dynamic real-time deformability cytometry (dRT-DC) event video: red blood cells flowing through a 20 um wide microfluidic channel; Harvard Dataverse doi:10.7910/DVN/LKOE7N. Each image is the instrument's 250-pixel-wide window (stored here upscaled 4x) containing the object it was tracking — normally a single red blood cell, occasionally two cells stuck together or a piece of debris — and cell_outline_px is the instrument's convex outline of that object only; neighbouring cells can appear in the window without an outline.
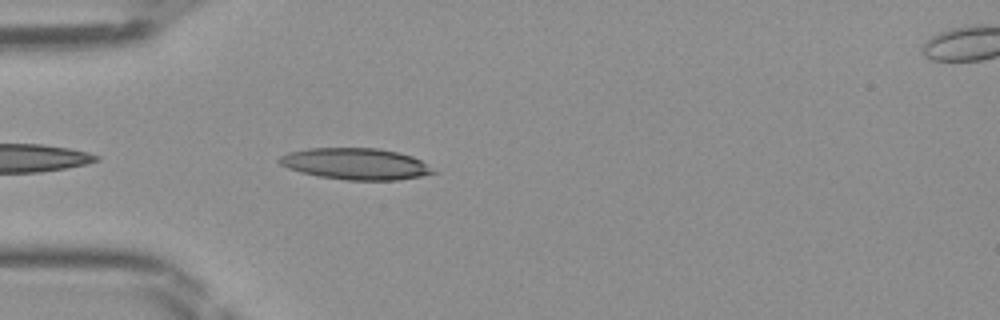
{"species": "Egyptian fruit bat (a non-hibernating species)", "species_latin": "Rousettus aegyptiacus", "temperature_condition": "room temperature", "stored_images_in_passage": 23, "camera_frame_rate_fps": 3000, "um_per_image_px": 0.085, "frame": {"image": 1, "passage_image": 2, "time_ms": 0.333, "image_size_px": [1000, 320], "cell_outline_px": [[440, 172], [420, 176], [396, 180], [348, 180], [316, 176], [300, 172], [288, 168], [280, 164], [276, 160], [280, 156], [288, 152], [308, 148], [380, 148], [412, 156], [420, 160]], "centroid_in_image_um": [30.22, 13.93], "position_along_channel_um": 54.8, "area_um2": 28.32}}
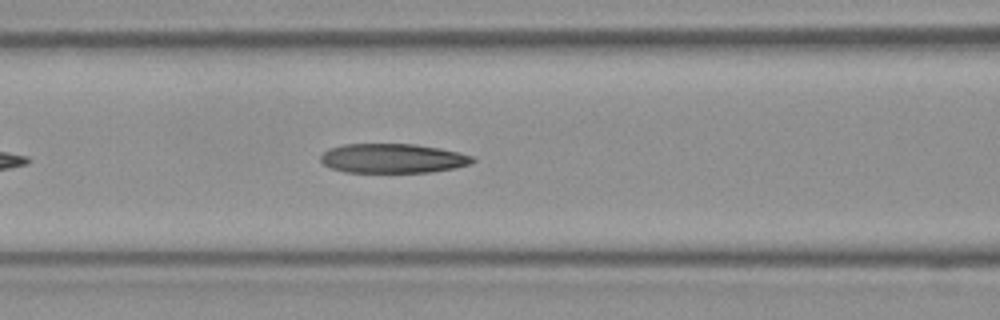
{"frame": {"image": 2, "passage_image": 8, "time_ms": 2.333, "image_size_px": [1000, 320], "cell_outline_px": [[476, 160], [468, 164], [456, 168], [432, 172], [344, 172], [332, 168], [324, 164], [320, 160], [320, 156], [328, 148], [344, 144], [416, 144], [440, 148], [460, 152], [476, 156]], "centroid_in_image_um": [33.42, 13.46], "position_along_channel_um": 133.2, "area_um2": 26.24}}
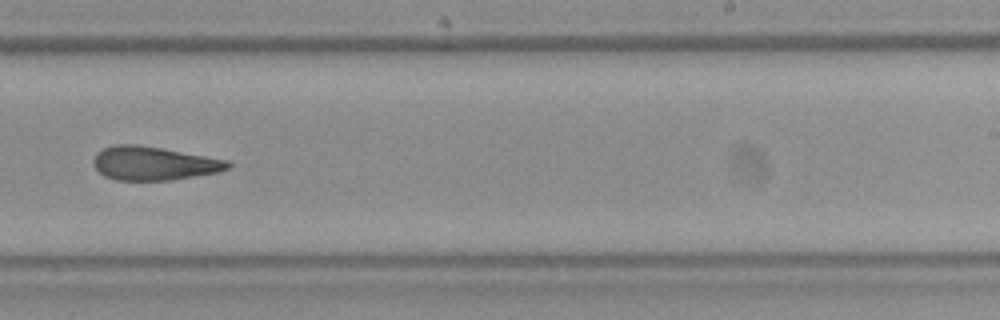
{"frame": {"image": 3, "passage_image": 18, "time_ms": 5.667, "image_size_px": [1000, 320], "cell_outline_px": [[232, 164], [228, 168], [220, 172], [172, 180], [116, 180], [104, 176], [92, 164], [92, 160], [96, 152], [104, 148], [116, 144], [136, 144], [160, 148], [228, 160]], "centroid_in_image_um": [13.05, 13.89], "position_along_channel_um": 276.0, "area_um2": 26.36}}